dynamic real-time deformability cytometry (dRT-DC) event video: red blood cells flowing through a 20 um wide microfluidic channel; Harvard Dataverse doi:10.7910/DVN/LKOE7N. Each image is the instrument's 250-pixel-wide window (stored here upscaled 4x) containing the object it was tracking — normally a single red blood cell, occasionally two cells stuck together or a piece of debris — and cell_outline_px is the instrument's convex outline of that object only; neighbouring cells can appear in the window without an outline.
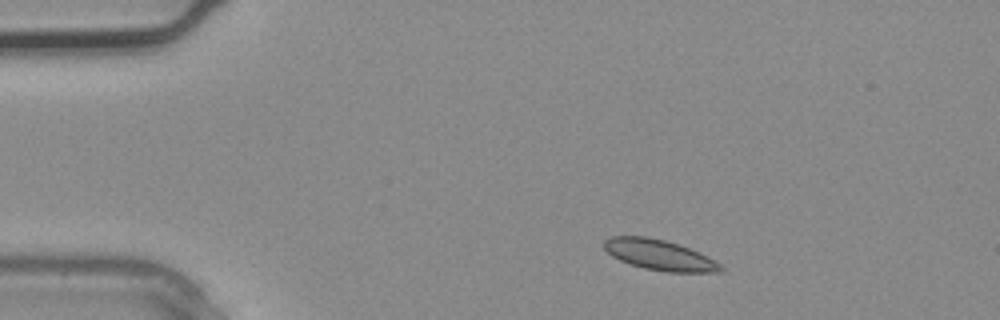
{"species": "common noctule bat (a hibernating species)", "species_latin": "Nyctalus noctula", "temperature_condition": "warm", "stored_images_in_passage": 2, "camera_frame_rate_fps": 3000, "um_per_image_px": 0.085, "animal": {"sex": "male", "body_mass_g": 20.4}, "frame": {"image": 1, "passage_image": 1, "time_ms": 0.0, "image_size_px": [1000, 320], "cell_outline_px": [[724, 268], [720, 272], [668, 272], [644, 268], [620, 260], [612, 256], [604, 248], [604, 240], [612, 236], [648, 236], [664, 240], [688, 248], [720, 264]], "centroid_in_image_um": [56.0, 21.67], "position_along_channel_um": 29.0, "area_um2": 20.23}}